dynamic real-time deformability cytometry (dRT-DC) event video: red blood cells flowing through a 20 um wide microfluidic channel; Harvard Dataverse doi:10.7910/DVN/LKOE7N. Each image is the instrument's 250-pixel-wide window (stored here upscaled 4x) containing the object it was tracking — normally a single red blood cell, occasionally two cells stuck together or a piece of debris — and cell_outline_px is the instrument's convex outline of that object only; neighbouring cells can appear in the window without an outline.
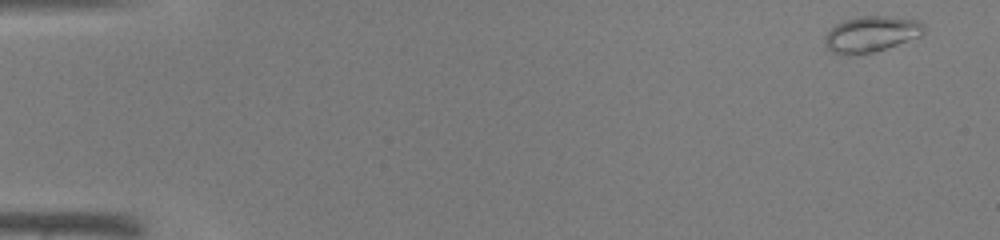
{"species": "common noctule bat (a hibernating species)", "species_latin": "Nyctalus noctula", "temperature_condition": "warm", "stored_images_in_passage": 42, "camera_frame_rate_fps": 3000, "um_per_image_px": 0.085, "animal": {"sex": "male", "body_mass_g": 19.0, "forearm_length_mm": 50.8}, "frame": {"image": 1, "passage_image": 1, "time_ms": 0.0, "image_size_px": [1000, 240], "cell_outline_px": [[924, 32], [920, 36], [872, 52], [856, 56], [848, 56], [832, 52], [828, 48], [824, 40], [828, 32], [836, 24], [844, 20], [860, 16], [888, 16], [920, 20], [924, 24]], "centroid_in_image_um": [74.04, 2.9], "position_along_channel_um": 11.0, "area_um2": 20.63}}
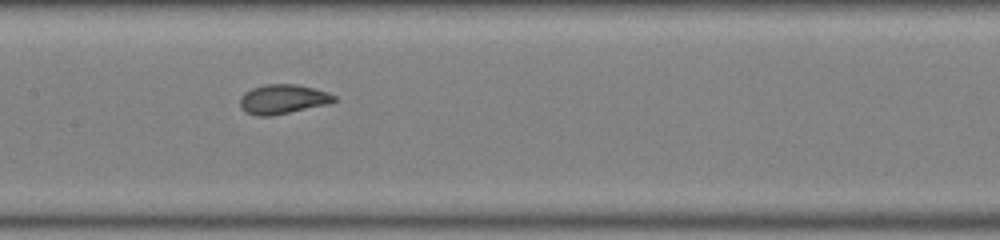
{"frame": {"image": 2, "passage_image": 22, "time_ms": 7.0, "image_size_px": [1000, 240], "cell_outline_px": [[336, 100], [328, 104], [268, 116], [260, 116], [248, 112], [240, 108], [240, 96], [244, 92], [252, 88], [264, 84], [296, 84], [328, 92], [336, 96]], "centroid_in_image_um": [24.02, 8.41], "position_along_channel_um": 183.4, "area_um2": 15.95}}
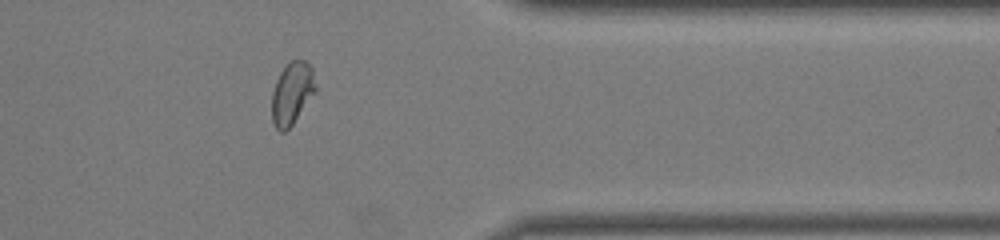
{"frame": {"image": 3, "passage_image": 36, "time_ms": 11.667, "image_size_px": [1000, 240], "cell_outline_px": [[316, 92], [292, 124], [284, 132], [280, 132], [276, 128], [272, 120], [272, 92], [276, 80], [280, 72], [292, 60], [304, 60], [312, 68], [316, 84]], "centroid_in_image_um": [24.82, 7.93], "position_along_channel_um": 386.6, "area_um2": 15.78}}